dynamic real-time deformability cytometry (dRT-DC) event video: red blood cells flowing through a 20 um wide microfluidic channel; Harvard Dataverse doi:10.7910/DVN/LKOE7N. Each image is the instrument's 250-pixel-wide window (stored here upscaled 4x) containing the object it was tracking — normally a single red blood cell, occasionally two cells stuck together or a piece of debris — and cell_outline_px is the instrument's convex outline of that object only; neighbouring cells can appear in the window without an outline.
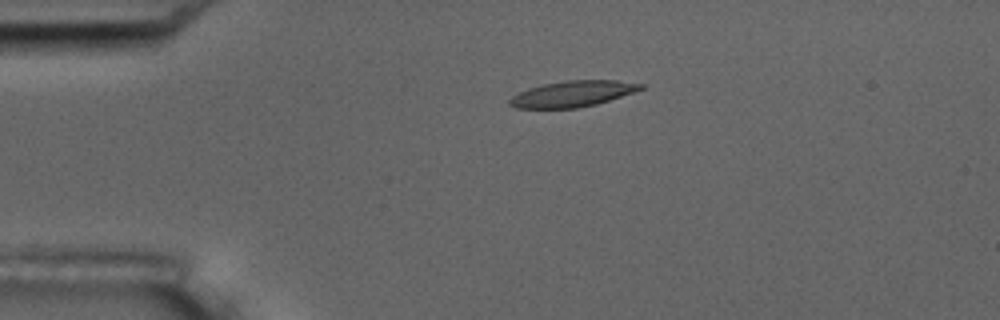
{"species": "common noctule bat (a hibernating species)", "species_latin": "Nyctalus noctula", "temperature_condition": "room temperature", "stored_images_in_passage": 3, "camera_frame_rate_fps": 3000, "um_per_image_px": 0.085, "animal": {"sex": "male", "body_mass_g": 17.5, "forearm_length_mm": 52.3}, "frame": {"image": 1, "passage_image": 2, "time_ms": 1.333, "image_size_px": [1000, 320], "cell_outline_px": [[644, 88], [596, 104], [576, 108], [516, 108], [508, 104], [508, 100], [512, 96], [528, 88], [544, 84], [564, 80], [616, 80], [644, 84]], "centroid_in_image_um": [48.63, 7.97], "position_along_channel_um": 36.4, "area_um2": 19.65}}